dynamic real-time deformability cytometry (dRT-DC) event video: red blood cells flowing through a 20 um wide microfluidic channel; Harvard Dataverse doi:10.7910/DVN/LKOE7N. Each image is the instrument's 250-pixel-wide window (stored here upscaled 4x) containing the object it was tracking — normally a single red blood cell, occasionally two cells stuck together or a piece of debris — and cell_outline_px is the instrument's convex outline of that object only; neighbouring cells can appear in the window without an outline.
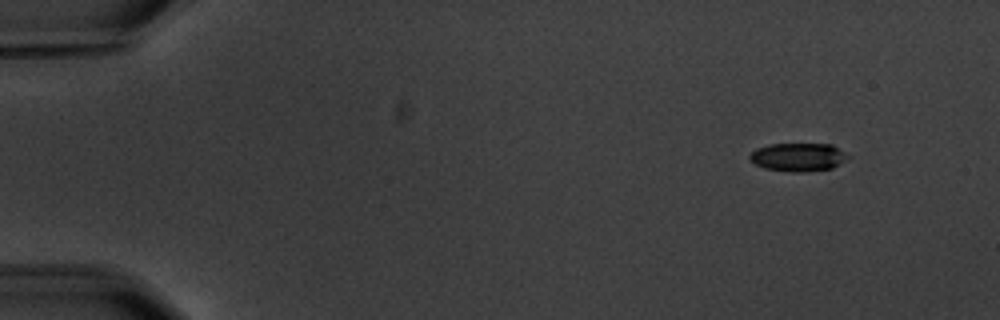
{"species": "common noctule bat (a hibernating species)", "species_latin": "Nyctalus noctula", "temperature_condition": "warm", "stored_images_in_passage": 9, "camera_frame_rate_fps": 3000, "um_per_image_px": 0.085, "animal": {"sex": "male", "body_mass_g": 20.1, "forearm_length_mm": 53.5}, "frame": {"image": 1, "passage_image": 1, "time_ms": 0.0, "image_size_px": [1000, 320], "cell_outline_px": [[852, 156], [840, 164], [832, 168], [804, 172], [792, 172], [764, 168], [756, 164], [748, 156], [756, 148], [768, 144], [832, 144]], "centroid_in_image_um": [67.89, 13.35], "position_along_channel_um": 17.1, "area_um2": 16.3}}
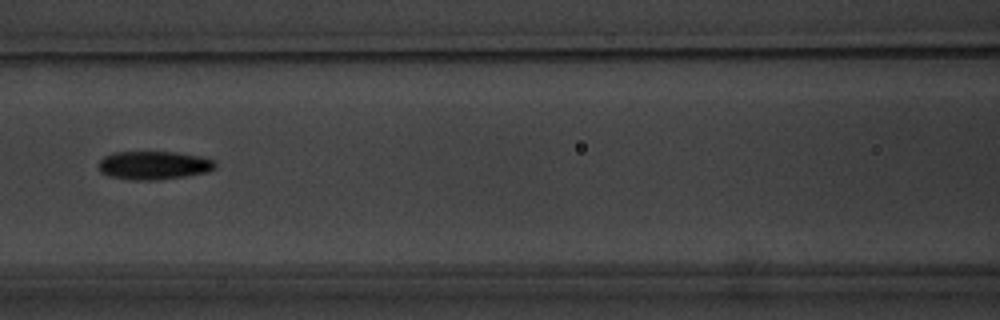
{"frame": {"image": 2, "passage_image": 6, "time_ms": 7.0, "image_size_px": [1000, 320], "cell_outline_px": [[216, 168], [204, 172], [184, 176], [156, 180], [132, 180], [108, 176], [100, 172], [100, 160], [104, 156], [112, 152], [176, 152], [200, 156], [216, 160]], "centroid_in_image_um": [13.07, 14.04], "position_along_channel_um": 153.5, "area_um2": 19.31}}
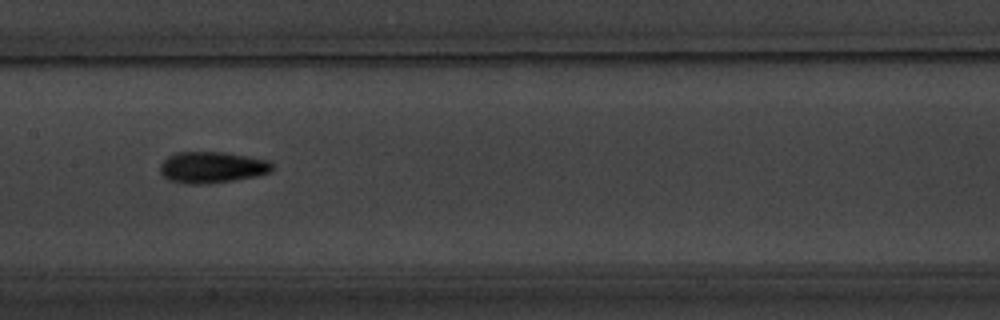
{"frame": {"image": 3, "passage_image": 7, "time_ms": 8.0, "image_size_px": [1000, 320], "cell_outline_px": [[272, 172], [256, 176], [236, 180], [204, 184], [184, 184], [168, 180], [160, 172], [160, 164], [168, 156], [176, 152], [224, 152], [248, 156], [268, 160], [272, 164]], "centroid_in_image_um": [18.01, 14.23], "position_along_channel_um": 189.4, "area_um2": 20.63}}